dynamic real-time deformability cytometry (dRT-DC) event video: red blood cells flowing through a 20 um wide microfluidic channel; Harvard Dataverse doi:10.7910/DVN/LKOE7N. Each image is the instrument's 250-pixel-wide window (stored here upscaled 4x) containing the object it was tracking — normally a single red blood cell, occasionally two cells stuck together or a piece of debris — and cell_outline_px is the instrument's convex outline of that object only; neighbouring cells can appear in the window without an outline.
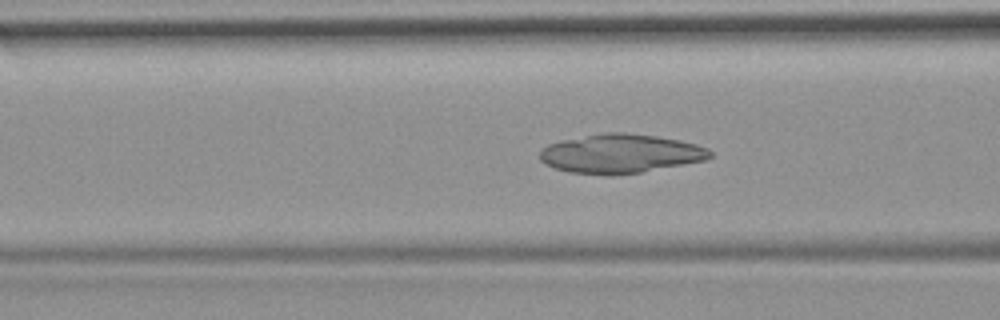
{"species": "common noctule bat (a hibernating species)", "species_latin": "Nyctalus noctula", "temperature_condition": "room temperature", "stored_images_in_passage": 52, "camera_frame_rate_fps": 3000, "um_per_image_px": 0.085, "animal": {"sex": "female", "body_mass_g": 19.9}, "frame": {"image": 1, "passage_image": 20, "time_ms": 6.333, "image_size_px": [1000, 320], "cell_outline_px": [[712, 156], [704, 160], [684, 164], [640, 172], [612, 176], [568, 172], [544, 164], [540, 160], [540, 152], [548, 144], [560, 140], [604, 132], [624, 132], [656, 136], [680, 140], [696, 144], [708, 148], [712, 152]], "centroid_in_image_um": [52.72, 13.06], "position_along_channel_um": 113.9, "area_um2": 38.78}}
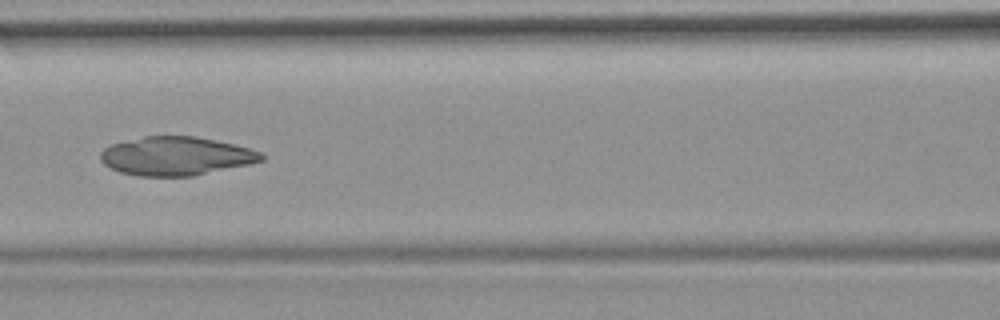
{"frame": {"image": 2, "passage_image": 23, "time_ms": 7.333, "image_size_px": [1000, 320], "cell_outline_px": [[264, 160], [252, 164], [192, 176], [136, 176], [120, 172], [104, 164], [100, 160], [100, 152], [104, 148], [112, 144], [144, 136], [192, 136], [232, 144], [248, 148], [260, 152], [264, 156]], "centroid_in_image_um": [14.95, 13.28], "position_along_channel_um": 151.6, "area_um2": 36.07}}
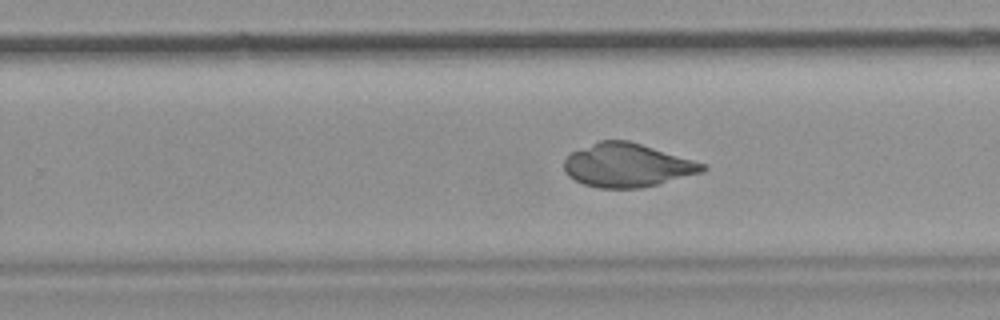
{"frame": {"image": 3, "passage_image": 33, "time_ms": 10.667, "image_size_px": [1000, 320], "cell_outline_px": [[708, 168], [704, 172], [660, 184], [640, 188], [600, 188], [584, 184], [568, 176], [564, 172], [564, 160], [572, 152], [600, 140], [628, 140], [692, 160], [704, 164]], "centroid_in_image_um": [53.31, 14.06], "position_along_channel_um": 276.5, "area_um2": 34.97}}